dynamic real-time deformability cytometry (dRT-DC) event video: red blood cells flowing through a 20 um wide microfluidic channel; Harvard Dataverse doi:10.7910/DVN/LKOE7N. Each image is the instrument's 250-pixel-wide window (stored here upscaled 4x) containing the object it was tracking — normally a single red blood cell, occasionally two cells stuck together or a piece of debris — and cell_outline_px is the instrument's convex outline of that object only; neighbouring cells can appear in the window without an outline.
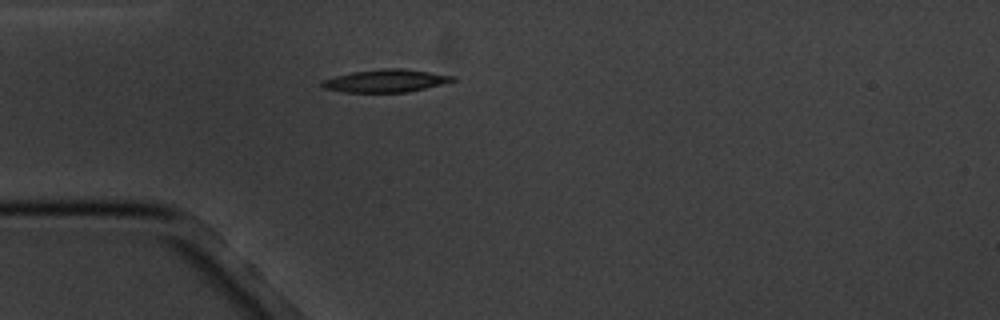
{"species": "common noctule bat (a hibernating species)", "species_latin": "Nyctalus noctula", "temperature_condition": "cold", "stored_images_in_passage": 1, "camera_frame_rate_fps": 3000, "um_per_image_px": 0.085, "animal": {"sex": "male", "body_mass_g": 20.1, "forearm_length_mm": 53.5}, "frame": {"image": 1, "passage_image": 1, "time_ms": 0.0, "image_size_px": [1000, 320], "cell_outline_px": [[456, 80], [408, 92], [344, 92], [320, 88], [320, 80], [352, 72], [380, 68], [404, 68], [456, 76]], "centroid_in_image_um": [32.73, 6.86], "position_along_channel_um": 52.3, "area_um2": 17.4}}